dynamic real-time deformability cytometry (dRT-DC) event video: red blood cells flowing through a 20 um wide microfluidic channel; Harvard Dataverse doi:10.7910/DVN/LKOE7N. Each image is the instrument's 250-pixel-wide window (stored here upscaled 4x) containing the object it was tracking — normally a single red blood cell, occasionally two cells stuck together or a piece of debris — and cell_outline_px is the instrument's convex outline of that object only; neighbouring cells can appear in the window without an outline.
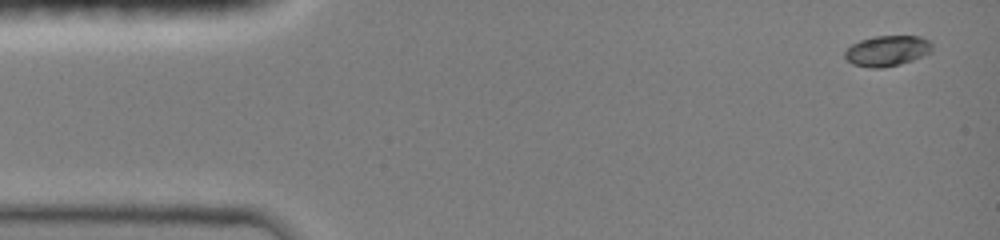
{"species": "common noctule bat (a hibernating species)", "species_latin": "Nyctalus noctula", "temperature_condition": "room temperature", "stored_images_in_passage": 9, "camera_frame_rate_fps": 3000, "um_per_image_px": 0.085, "animal": {"sex": "female", "body_mass_g": 19.0, "forearm_length_mm": 51.5}, "frame": {"image": 1, "passage_image": 1, "time_ms": 0.0, "image_size_px": [1000, 240], "cell_outline_px": [[932, 52], [912, 60], [900, 64], [880, 68], [872, 68], [852, 64], [844, 56], [844, 52], [852, 44], [860, 40], [876, 36], [920, 36], [932, 40]], "centroid_in_image_um": [75.44, 4.31], "position_along_channel_um": 9.6, "area_um2": 15.61}}
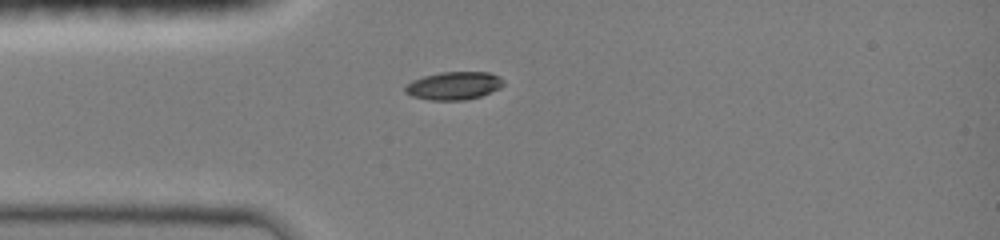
{"frame": {"image": 2, "passage_image": 6, "time_ms": 3.333, "image_size_px": [1000, 240], "cell_outline_px": [[504, 84], [500, 88], [480, 96], [464, 100], [428, 100], [412, 96], [404, 92], [404, 88], [412, 80], [424, 76], [440, 72], [488, 72], [500, 76], [504, 80]], "centroid_in_image_um": [38.58, 7.28], "position_along_channel_um": 46.4, "area_um2": 16.07}}
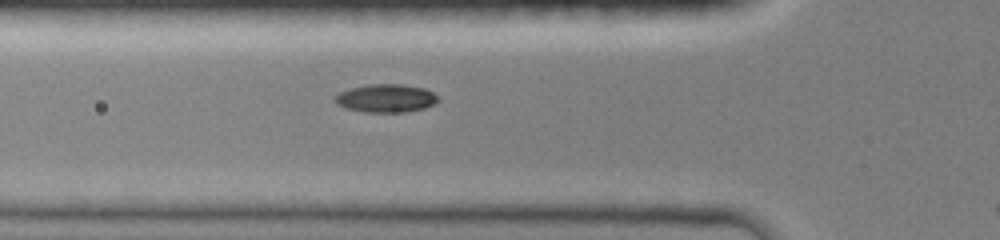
{"frame": {"image": 3, "passage_image": 8, "time_ms": 4.667, "image_size_px": [1000, 240], "cell_outline_px": [[440, 100], [436, 104], [424, 108], [408, 112], [364, 112], [344, 108], [336, 104], [336, 96], [340, 92], [352, 88], [368, 84], [404, 84], [424, 88], [432, 92]], "centroid_in_image_um": [32.84, 8.36], "position_along_channel_um": 93.0, "area_um2": 16.99}}